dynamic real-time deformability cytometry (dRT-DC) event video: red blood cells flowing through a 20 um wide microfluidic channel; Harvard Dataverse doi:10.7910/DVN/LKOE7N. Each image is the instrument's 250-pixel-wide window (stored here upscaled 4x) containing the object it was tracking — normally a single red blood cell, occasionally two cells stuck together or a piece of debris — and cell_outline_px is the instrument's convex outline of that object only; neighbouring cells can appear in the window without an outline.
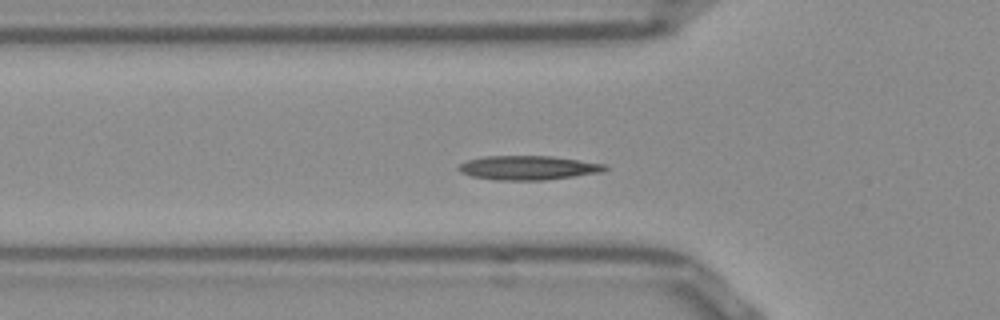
{"species": "Egyptian fruit bat (a non-hibernating species)", "species_latin": "Rousettus aegyptiacus", "temperature_condition": "room temperature", "stored_images_in_passage": 43, "camera_frame_rate_fps": 3000, "um_per_image_px": 0.085, "frame": {"image": 1, "passage_image": 7, "time_ms": 2.0, "image_size_px": [1000, 320], "cell_outline_px": [[608, 168], [604, 172], [544, 180], [496, 180], [472, 176], [460, 172], [456, 168], [460, 164], [468, 160], [484, 156], [552, 156], [604, 164]], "centroid_in_image_um": [44.88, 14.26], "position_along_channel_um": 80.9, "area_um2": 20.52}}
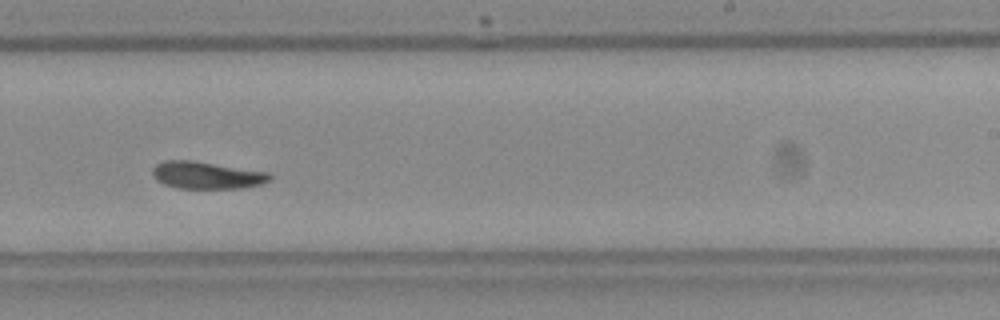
{"frame": {"image": 2, "passage_image": 22, "time_ms": 7.0, "image_size_px": [1000, 320], "cell_outline_px": [[272, 180], [260, 184], [244, 188], [180, 188], [164, 184], [156, 180], [152, 176], [152, 168], [156, 164], [164, 160], [192, 160], [268, 172], [272, 176]], "centroid_in_image_um": [17.56, 14.89], "position_along_channel_um": 271.4, "area_um2": 18.67}}
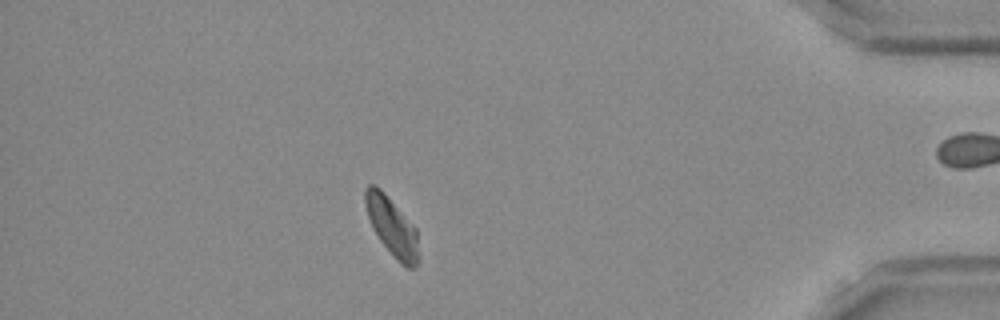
{"frame": {"image": 3, "passage_image": 36, "time_ms": 11.667, "image_size_px": [1000, 320], "cell_outline_px": [[416, 268], [408, 268], [400, 264], [396, 260], [380, 240], [372, 228], [364, 204], [364, 188], [368, 184], [376, 184], [384, 192], [416, 228]], "centroid_in_image_um": [33.25, 19.21], "position_along_channel_um": 402.0, "area_um2": 17.92}}